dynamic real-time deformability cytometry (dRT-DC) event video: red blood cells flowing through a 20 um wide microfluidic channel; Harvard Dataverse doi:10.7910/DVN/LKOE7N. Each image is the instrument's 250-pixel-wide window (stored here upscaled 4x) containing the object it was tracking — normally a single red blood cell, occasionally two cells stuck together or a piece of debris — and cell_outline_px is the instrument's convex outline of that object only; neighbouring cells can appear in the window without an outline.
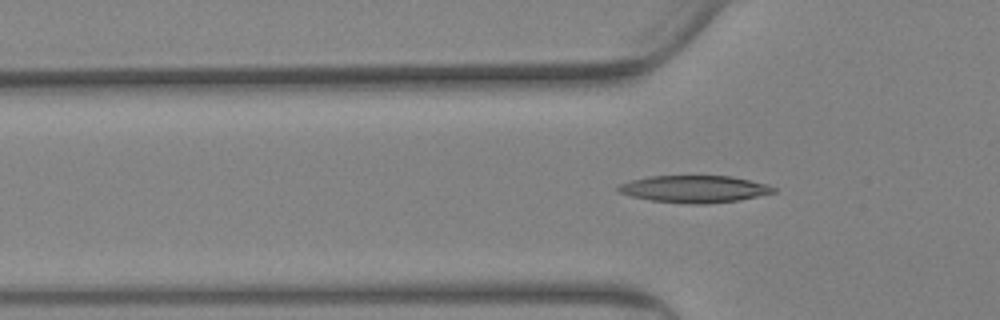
{"species": "Egyptian fruit bat (a non-hibernating species)", "species_latin": "Rousettus aegyptiacus", "temperature_condition": "warm", "stored_images_in_passage": 84, "camera_frame_rate_fps": 3000, "um_per_image_px": 0.085, "animal": {"sex": "female"}, "frame": {"image": 1, "passage_image": 28, "time_ms": 9.0, "image_size_px": [1000, 320], "cell_outline_px": [[776, 192], [740, 200], [704, 204], [684, 204], [652, 200], [632, 196], [620, 192], [616, 188], [620, 184], [632, 180], [648, 176], [732, 176], [764, 184], [776, 188]], "centroid_in_image_um": [59.02, 16.07], "position_along_channel_um": 66.8, "area_um2": 24.33}}
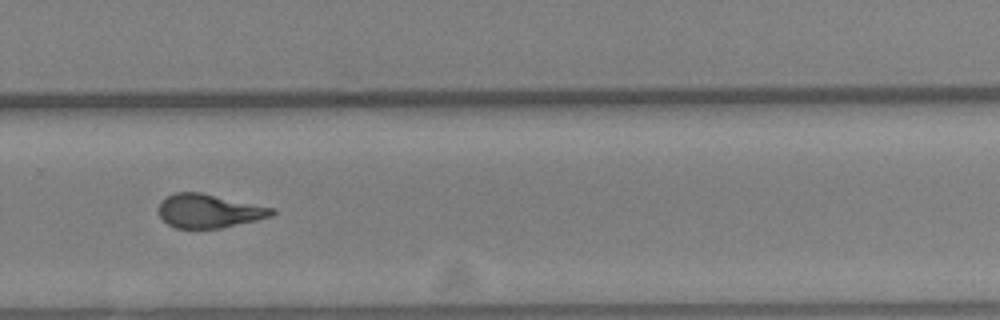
{"frame": {"image": 2, "passage_image": 58, "time_ms": 19.0, "image_size_px": [1000, 320], "cell_outline_px": [[276, 212], [272, 216], [256, 220], [220, 228], [176, 228], [168, 224], [160, 216], [160, 200], [176, 192], [200, 192], [276, 208]], "centroid_in_image_um": [17.79, 17.92], "position_along_channel_um": 312.0, "area_um2": 22.14}}
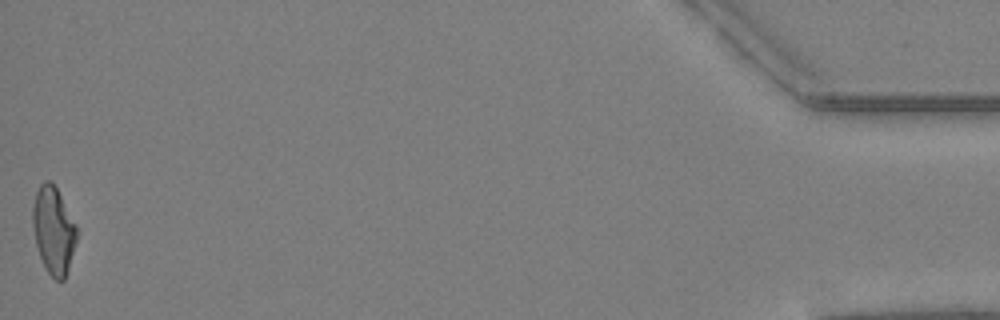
{"frame": {"image": 3, "passage_image": 84, "time_ms": 27.667, "image_size_px": [1000, 320], "cell_outline_px": [[76, 240], [68, 268], [64, 280], [56, 280], [48, 272], [40, 256], [36, 244], [32, 224], [32, 208], [36, 192], [40, 184], [44, 180], [52, 180], [76, 224]], "centroid_in_image_um": [4.53, 19.53], "position_along_channel_um": 430.7, "area_um2": 22.08}, "authors_computed_cell_mechanics": {"area_um2": 22.7732, "velocity_mm_per_s": 2.4654, "shape_relaxation_time_tau1_ms": 10.7334, "shape_relaxation_time_tau2_ms": 3.0587, "deformation_change_tau1": 0.2677, "deformation_change_tau2": 0.117}}